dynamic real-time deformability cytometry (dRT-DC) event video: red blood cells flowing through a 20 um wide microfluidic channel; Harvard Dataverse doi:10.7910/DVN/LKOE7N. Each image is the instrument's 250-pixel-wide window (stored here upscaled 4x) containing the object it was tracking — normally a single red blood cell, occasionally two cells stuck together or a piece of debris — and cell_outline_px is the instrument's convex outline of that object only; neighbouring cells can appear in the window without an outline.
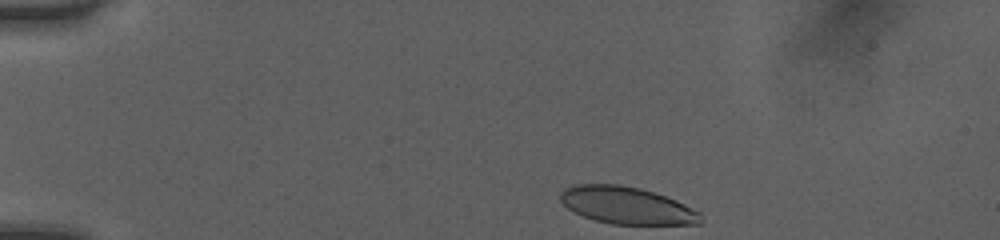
{"species": "human", "species_latin": "Homo sapiens", "temperature_condition": "room temperature", "stored_images_in_passage": 38, "camera_frame_rate_fps": 3000, "um_per_image_px": 0.085, "donor": {"sex": "female"}, "frame": {"image": 1, "passage_image": 1, "time_ms": 0.0, "image_size_px": [1000, 240], "cell_outline_px": [[704, 220], [700, 224], [612, 224], [596, 220], [584, 216], [568, 208], [560, 200], [560, 192], [564, 188], [576, 184], [620, 184], [640, 188], [676, 200], [700, 212]], "centroid_in_image_um": [53.29, 17.46], "position_along_channel_um": 31.7, "area_um2": 30.29}}
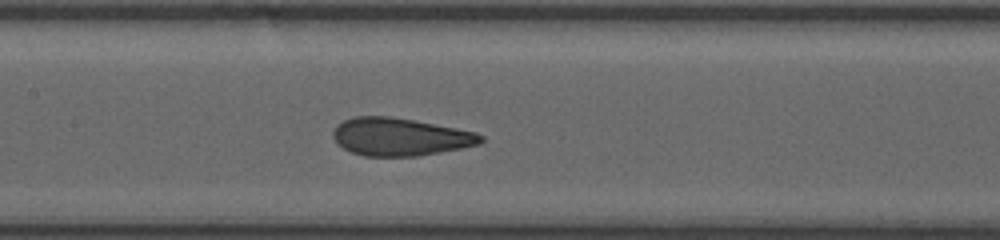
{"frame": {"image": 2, "passage_image": 17, "time_ms": 5.333, "image_size_px": [1000, 240], "cell_outline_px": [[484, 140], [480, 144], [460, 148], [416, 156], [364, 156], [352, 152], [344, 148], [332, 136], [332, 132], [336, 124], [344, 120], [356, 116], [392, 116], [456, 128], [476, 132], [484, 136]], "centroid_in_image_um": [34.0, 11.62], "position_along_channel_um": 173.4, "area_um2": 32.37}}
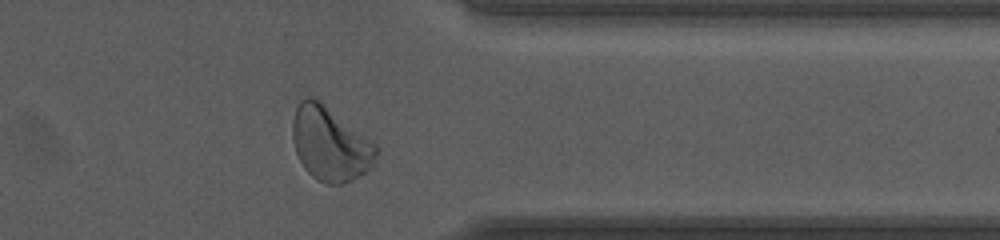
{"frame": {"image": 3, "passage_image": 33, "time_ms": 10.667, "image_size_px": [1000, 240], "cell_outline_px": [[380, 152], [376, 160], [364, 172], [352, 180], [344, 184], [324, 184], [316, 180], [304, 168], [296, 152], [292, 140], [292, 120], [296, 108], [300, 100], [308, 96], [312, 96], [320, 100], [376, 144]], "centroid_in_image_um": [28.05, 12.22], "position_along_channel_um": 383.4, "area_um2": 36.3}, "authors_computed_cell_mechanics": {"area_um2": 32.1368, "velocity_mm_per_s": 4.0455, "shape_relaxation_time_tau1_ms": 6.1377, "shape_relaxation_time_tau2_ms": 0.73, "deformation_change_tau1": 0.1767, "deformation_change_tau2": 0.0809}}